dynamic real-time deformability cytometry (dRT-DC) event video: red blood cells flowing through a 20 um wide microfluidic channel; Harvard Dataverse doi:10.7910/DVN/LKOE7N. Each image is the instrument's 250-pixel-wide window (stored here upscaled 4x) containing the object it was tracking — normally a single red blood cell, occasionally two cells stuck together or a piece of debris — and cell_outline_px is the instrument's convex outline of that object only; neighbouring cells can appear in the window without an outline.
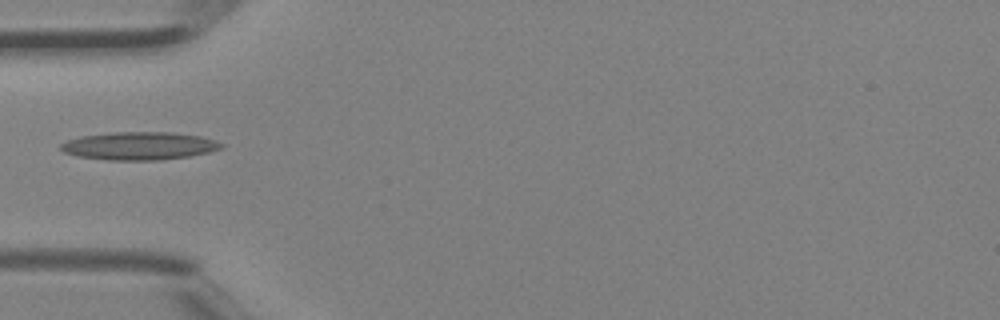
{"species": "Egyptian fruit bat (a non-hibernating species)", "species_latin": "Rousettus aegyptiacus", "temperature_condition": "room temperature", "stored_images_in_passage": 4, "camera_frame_rate_fps": 3000, "um_per_image_px": 0.085, "animal": {"sex": "female"}, "frame": {"image": 1, "passage_image": 4, "time_ms": 1.0, "image_size_px": [1000, 320], "cell_outline_px": [[224, 148], [208, 152], [188, 156], [160, 160], [108, 160], [76, 156], [64, 152], [60, 148], [60, 144], [68, 140], [80, 136], [112, 132], [172, 132], [200, 136], [216, 140], [224, 144]], "centroid_in_image_um": [11.84, 12.4], "position_along_channel_um": 73.2, "area_um2": 26.24}}